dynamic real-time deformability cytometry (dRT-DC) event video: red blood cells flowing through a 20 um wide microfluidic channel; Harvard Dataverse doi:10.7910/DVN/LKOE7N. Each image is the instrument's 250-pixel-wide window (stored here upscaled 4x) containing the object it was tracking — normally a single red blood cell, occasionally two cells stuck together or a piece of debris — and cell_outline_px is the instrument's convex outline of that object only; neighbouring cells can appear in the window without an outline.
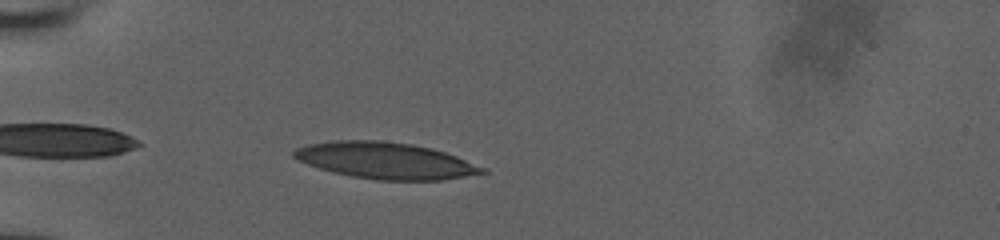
{"species": "human", "species_latin": "Homo sapiens", "temperature_condition": "room temperature", "stored_images_in_passage": 35, "camera_frame_rate_fps": 3000, "um_per_image_px": 0.085, "donor": {"sex": "male"}, "frame": {"image": 1, "passage_image": 3, "time_ms": 0.667, "image_size_px": [1000, 240], "cell_outline_px": [[488, 172], [444, 180], [376, 180], [352, 176], [332, 172], [308, 164], [292, 156], [292, 152], [296, 148], [308, 144], [332, 140], [380, 140], [412, 144], [432, 148], [456, 156], [488, 168]], "centroid_in_image_um": [32.79, 13.65], "position_along_channel_um": 52.2, "area_um2": 40.11}}
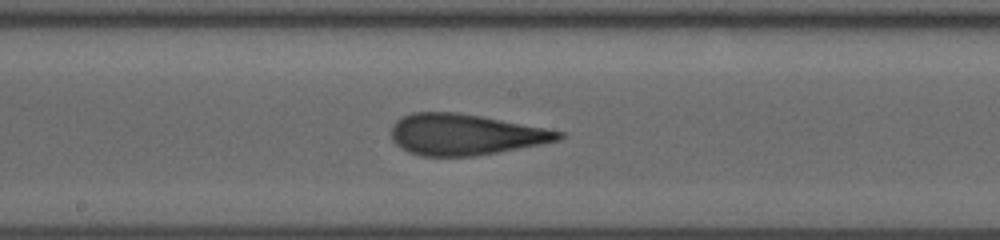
{"frame": {"image": 2, "passage_image": 16, "time_ms": 5.0, "image_size_px": [1000, 240], "cell_outline_px": [[564, 136], [560, 140], [540, 144], [496, 152], [472, 156], [420, 156], [408, 152], [400, 148], [392, 140], [392, 124], [396, 120], [412, 112], [456, 112], [480, 116], [548, 128], [564, 132]], "centroid_in_image_um": [39.52, 11.43], "position_along_channel_um": 208.7, "area_um2": 39.94}}
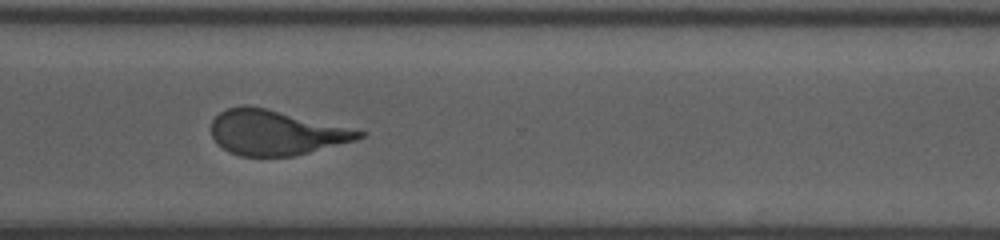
{"frame": {"image": 3, "passage_image": 26, "time_ms": 8.333, "image_size_px": [1000, 240], "cell_outline_px": [[368, 132], [364, 136], [356, 140], [292, 156], [240, 156], [228, 152], [216, 144], [212, 136], [212, 120], [220, 112], [228, 108], [244, 104], [248, 104], [268, 108]], "centroid_in_image_um": [23.41, 11.26], "position_along_channel_um": 347.2, "area_um2": 38.78}}